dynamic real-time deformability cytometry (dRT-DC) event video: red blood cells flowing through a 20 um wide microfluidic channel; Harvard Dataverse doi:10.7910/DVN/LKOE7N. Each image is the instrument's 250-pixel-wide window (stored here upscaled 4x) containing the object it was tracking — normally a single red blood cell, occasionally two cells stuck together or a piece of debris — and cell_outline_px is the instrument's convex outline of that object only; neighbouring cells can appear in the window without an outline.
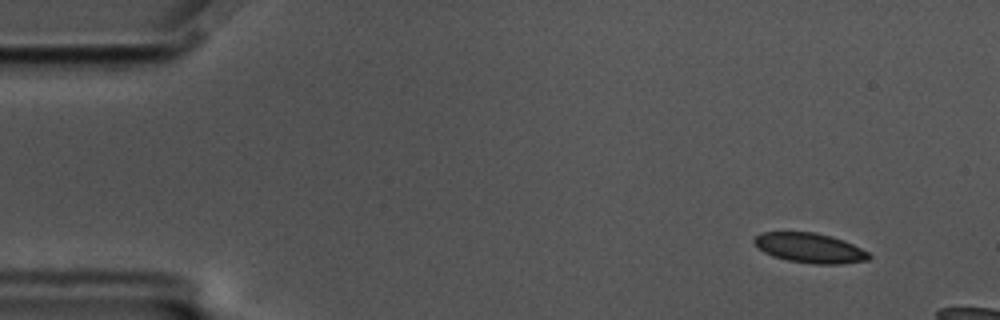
{"species": "common noctule bat (a hibernating species)", "species_latin": "Nyctalus noctula", "temperature_condition": "cold", "stored_images_in_passage": 53, "camera_frame_rate_fps": 3000, "um_per_image_px": 0.085, "animal": {"sex": "male", "body_mass_g": 17.5, "forearm_length_mm": 52.3}, "frame": {"image": 1, "passage_image": 5, "time_ms": 1.333, "image_size_px": [1000, 320], "cell_outline_px": [[872, 256], [868, 260], [840, 264], [812, 264], [788, 260], [772, 256], [764, 252], [752, 240], [756, 236], [764, 232], [816, 232], [832, 236], [844, 240], [868, 252]], "centroid_in_image_um": [68.85, 21.08], "position_along_channel_um": 16.1, "area_um2": 19.88}}
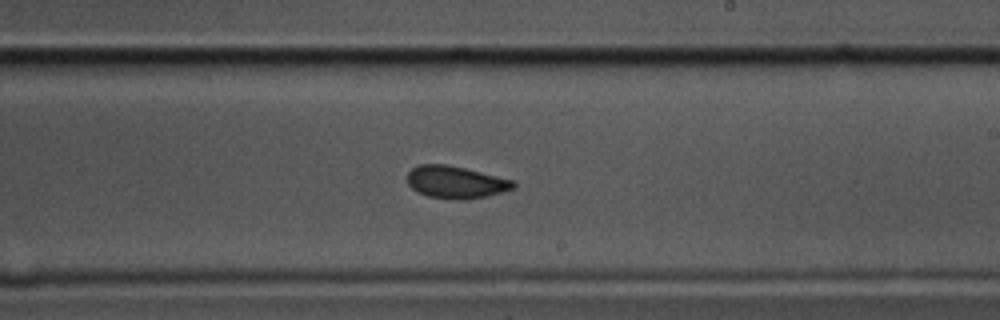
{"frame": {"image": 2, "passage_image": 34, "time_ms": 11.0, "image_size_px": [1000, 320], "cell_outline_px": [[516, 188], [484, 196], [464, 200], [460, 200], [428, 196], [416, 192], [408, 184], [408, 172], [412, 168], [420, 164], [444, 164], [464, 168], [516, 180]], "centroid_in_image_um": [38.75, 15.48], "position_along_channel_um": 250.2, "area_um2": 19.94}}
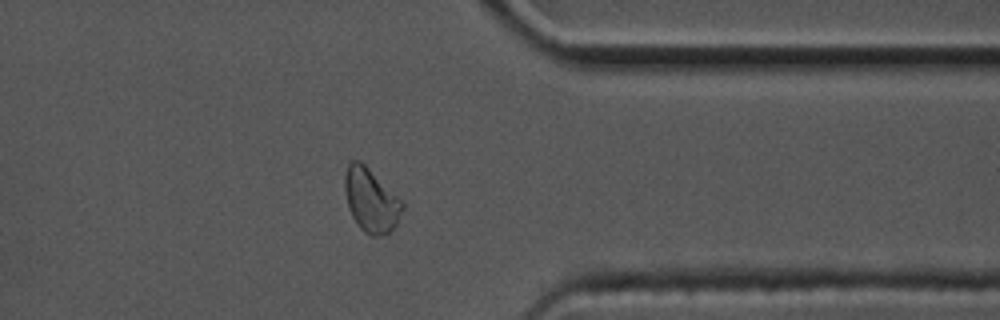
{"frame": {"image": 3, "passage_image": 46, "time_ms": 15.0, "image_size_px": [1000, 320], "cell_outline_px": [[404, 208], [396, 224], [388, 232], [376, 236], [372, 236], [364, 232], [356, 224], [348, 208], [344, 188], [344, 172], [348, 164], [352, 160], [360, 160], [404, 200]], "centroid_in_image_um": [31.53, 16.99], "position_along_channel_um": 379.9, "area_um2": 21.68}}